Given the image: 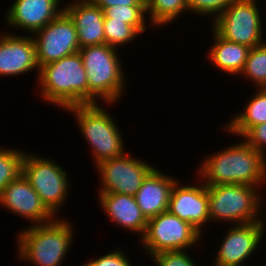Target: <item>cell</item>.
I'll return each mask as SVG.
<instances>
[{"instance_id": "cell-19", "label": "cell", "mask_w": 266, "mask_h": 266, "mask_svg": "<svg viewBox=\"0 0 266 266\" xmlns=\"http://www.w3.org/2000/svg\"><path fill=\"white\" fill-rule=\"evenodd\" d=\"M177 179L154 168L143 180L134 196L142 214L148 220L168 211L170 195Z\"/></svg>"}, {"instance_id": "cell-11", "label": "cell", "mask_w": 266, "mask_h": 266, "mask_svg": "<svg viewBox=\"0 0 266 266\" xmlns=\"http://www.w3.org/2000/svg\"><path fill=\"white\" fill-rule=\"evenodd\" d=\"M31 36L36 46L39 68L80 49L74 22L64 10Z\"/></svg>"}, {"instance_id": "cell-21", "label": "cell", "mask_w": 266, "mask_h": 266, "mask_svg": "<svg viewBox=\"0 0 266 266\" xmlns=\"http://www.w3.org/2000/svg\"><path fill=\"white\" fill-rule=\"evenodd\" d=\"M243 108L241 113L231 116L226 126H222L229 135L239 136V139L252 127L266 123V88L257 89Z\"/></svg>"}, {"instance_id": "cell-2", "label": "cell", "mask_w": 266, "mask_h": 266, "mask_svg": "<svg viewBox=\"0 0 266 266\" xmlns=\"http://www.w3.org/2000/svg\"><path fill=\"white\" fill-rule=\"evenodd\" d=\"M37 86L47 103L64 110L88 104V81L79 51L39 69Z\"/></svg>"}, {"instance_id": "cell-14", "label": "cell", "mask_w": 266, "mask_h": 266, "mask_svg": "<svg viewBox=\"0 0 266 266\" xmlns=\"http://www.w3.org/2000/svg\"><path fill=\"white\" fill-rule=\"evenodd\" d=\"M0 205L8 212L27 219L32 226L50 222L55 218L23 174L4 188L0 195Z\"/></svg>"}, {"instance_id": "cell-5", "label": "cell", "mask_w": 266, "mask_h": 266, "mask_svg": "<svg viewBox=\"0 0 266 266\" xmlns=\"http://www.w3.org/2000/svg\"><path fill=\"white\" fill-rule=\"evenodd\" d=\"M102 105L85 104L65 109L76 118L77 127L90 146L95 166L101 161L119 157L126 152L118 124Z\"/></svg>"}, {"instance_id": "cell-4", "label": "cell", "mask_w": 266, "mask_h": 266, "mask_svg": "<svg viewBox=\"0 0 266 266\" xmlns=\"http://www.w3.org/2000/svg\"><path fill=\"white\" fill-rule=\"evenodd\" d=\"M118 51L107 44L79 49L88 81V104L101 100L108 107L123 97L127 83Z\"/></svg>"}, {"instance_id": "cell-27", "label": "cell", "mask_w": 266, "mask_h": 266, "mask_svg": "<svg viewBox=\"0 0 266 266\" xmlns=\"http://www.w3.org/2000/svg\"><path fill=\"white\" fill-rule=\"evenodd\" d=\"M235 0H188L189 12L199 16H211L213 22ZM215 15V16H214Z\"/></svg>"}, {"instance_id": "cell-16", "label": "cell", "mask_w": 266, "mask_h": 266, "mask_svg": "<svg viewBox=\"0 0 266 266\" xmlns=\"http://www.w3.org/2000/svg\"><path fill=\"white\" fill-rule=\"evenodd\" d=\"M61 2L62 0H15L5 12L3 21L10 25L9 27L32 35L64 10V7L60 6Z\"/></svg>"}, {"instance_id": "cell-12", "label": "cell", "mask_w": 266, "mask_h": 266, "mask_svg": "<svg viewBox=\"0 0 266 266\" xmlns=\"http://www.w3.org/2000/svg\"><path fill=\"white\" fill-rule=\"evenodd\" d=\"M266 220L233 225L220 242L212 265L245 266L249 258L258 251L265 236Z\"/></svg>"}, {"instance_id": "cell-28", "label": "cell", "mask_w": 266, "mask_h": 266, "mask_svg": "<svg viewBox=\"0 0 266 266\" xmlns=\"http://www.w3.org/2000/svg\"><path fill=\"white\" fill-rule=\"evenodd\" d=\"M150 258L156 266H198L187 250L160 252Z\"/></svg>"}, {"instance_id": "cell-30", "label": "cell", "mask_w": 266, "mask_h": 266, "mask_svg": "<svg viewBox=\"0 0 266 266\" xmlns=\"http://www.w3.org/2000/svg\"><path fill=\"white\" fill-rule=\"evenodd\" d=\"M242 139L266 158V123L252 127Z\"/></svg>"}, {"instance_id": "cell-22", "label": "cell", "mask_w": 266, "mask_h": 266, "mask_svg": "<svg viewBox=\"0 0 266 266\" xmlns=\"http://www.w3.org/2000/svg\"><path fill=\"white\" fill-rule=\"evenodd\" d=\"M186 12H189L188 0H146V15L151 27L172 24Z\"/></svg>"}, {"instance_id": "cell-23", "label": "cell", "mask_w": 266, "mask_h": 266, "mask_svg": "<svg viewBox=\"0 0 266 266\" xmlns=\"http://www.w3.org/2000/svg\"><path fill=\"white\" fill-rule=\"evenodd\" d=\"M240 75L252 81L256 89L266 88V41L250 48Z\"/></svg>"}, {"instance_id": "cell-24", "label": "cell", "mask_w": 266, "mask_h": 266, "mask_svg": "<svg viewBox=\"0 0 266 266\" xmlns=\"http://www.w3.org/2000/svg\"><path fill=\"white\" fill-rule=\"evenodd\" d=\"M25 152L14 148L0 147V195L4 188L22 174Z\"/></svg>"}, {"instance_id": "cell-3", "label": "cell", "mask_w": 266, "mask_h": 266, "mask_svg": "<svg viewBox=\"0 0 266 266\" xmlns=\"http://www.w3.org/2000/svg\"><path fill=\"white\" fill-rule=\"evenodd\" d=\"M55 217L52 221L31 225L16 236L19 260L33 266H60L73 242L74 228L66 218Z\"/></svg>"}, {"instance_id": "cell-26", "label": "cell", "mask_w": 266, "mask_h": 266, "mask_svg": "<svg viewBox=\"0 0 266 266\" xmlns=\"http://www.w3.org/2000/svg\"><path fill=\"white\" fill-rule=\"evenodd\" d=\"M105 44L119 48L134 42L140 33L131 25L113 18H104ZM122 45V46H121Z\"/></svg>"}, {"instance_id": "cell-29", "label": "cell", "mask_w": 266, "mask_h": 266, "mask_svg": "<svg viewBox=\"0 0 266 266\" xmlns=\"http://www.w3.org/2000/svg\"><path fill=\"white\" fill-rule=\"evenodd\" d=\"M123 249H114L101 257L89 260L83 266H133Z\"/></svg>"}, {"instance_id": "cell-13", "label": "cell", "mask_w": 266, "mask_h": 266, "mask_svg": "<svg viewBox=\"0 0 266 266\" xmlns=\"http://www.w3.org/2000/svg\"><path fill=\"white\" fill-rule=\"evenodd\" d=\"M180 182L177 180L173 185L168 211L190 223L203 236V226L210 225L207 187L203 182L198 185Z\"/></svg>"}, {"instance_id": "cell-18", "label": "cell", "mask_w": 266, "mask_h": 266, "mask_svg": "<svg viewBox=\"0 0 266 266\" xmlns=\"http://www.w3.org/2000/svg\"><path fill=\"white\" fill-rule=\"evenodd\" d=\"M99 205L110 222L143 236L148 220L142 214L134 196L119 193H98Z\"/></svg>"}, {"instance_id": "cell-15", "label": "cell", "mask_w": 266, "mask_h": 266, "mask_svg": "<svg viewBox=\"0 0 266 266\" xmlns=\"http://www.w3.org/2000/svg\"><path fill=\"white\" fill-rule=\"evenodd\" d=\"M5 33L0 34V77L19 76L35 70L39 77L40 68L32 36L16 35L13 31Z\"/></svg>"}, {"instance_id": "cell-31", "label": "cell", "mask_w": 266, "mask_h": 266, "mask_svg": "<svg viewBox=\"0 0 266 266\" xmlns=\"http://www.w3.org/2000/svg\"><path fill=\"white\" fill-rule=\"evenodd\" d=\"M93 4L100 6L103 10L115 5L124 6H146V0H90Z\"/></svg>"}, {"instance_id": "cell-25", "label": "cell", "mask_w": 266, "mask_h": 266, "mask_svg": "<svg viewBox=\"0 0 266 266\" xmlns=\"http://www.w3.org/2000/svg\"><path fill=\"white\" fill-rule=\"evenodd\" d=\"M104 18H113L133 26L140 34L147 30L146 6L115 5L103 10Z\"/></svg>"}, {"instance_id": "cell-1", "label": "cell", "mask_w": 266, "mask_h": 266, "mask_svg": "<svg viewBox=\"0 0 266 266\" xmlns=\"http://www.w3.org/2000/svg\"><path fill=\"white\" fill-rule=\"evenodd\" d=\"M214 154L206 156L197 169L205 185H266V158L244 139Z\"/></svg>"}, {"instance_id": "cell-6", "label": "cell", "mask_w": 266, "mask_h": 266, "mask_svg": "<svg viewBox=\"0 0 266 266\" xmlns=\"http://www.w3.org/2000/svg\"><path fill=\"white\" fill-rule=\"evenodd\" d=\"M210 222H230L234 225L262 221L264 200L261 187L244 184L206 185ZM216 220V221H215Z\"/></svg>"}, {"instance_id": "cell-17", "label": "cell", "mask_w": 266, "mask_h": 266, "mask_svg": "<svg viewBox=\"0 0 266 266\" xmlns=\"http://www.w3.org/2000/svg\"><path fill=\"white\" fill-rule=\"evenodd\" d=\"M65 4L64 11L74 22L80 48L105 44L103 9L90 0H71Z\"/></svg>"}, {"instance_id": "cell-20", "label": "cell", "mask_w": 266, "mask_h": 266, "mask_svg": "<svg viewBox=\"0 0 266 266\" xmlns=\"http://www.w3.org/2000/svg\"><path fill=\"white\" fill-rule=\"evenodd\" d=\"M211 31L214 44L209 47L207 60L209 59L211 65L213 64L216 69L228 73L229 76L240 75L250 48L220 37L212 28Z\"/></svg>"}, {"instance_id": "cell-10", "label": "cell", "mask_w": 266, "mask_h": 266, "mask_svg": "<svg viewBox=\"0 0 266 266\" xmlns=\"http://www.w3.org/2000/svg\"><path fill=\"white\" fill-rule=\"evenodd\" d=\"M127 152L119 157L101 161L95 167L100 187L98 193H119L135 196L143 180L155 168Z\"/></svg>"}, {"instance_id": "cell-7", "label": "cell", "mask_w": 266, "mask_h": 266, "mask_svg": "<svg viewBox=\"0 0 266 266\" xmlns=\"http://www.w3.org/2000/svg\"><path fill=\"white\" fill-rule=\"evenodd\" d=\"M66 172L52 158L41 157L30 152L27 154L25 151L22 174L55 217H58L59 210L62 206L64 207L67 195L70 193V178Z\"/></svg>"}, {"instance_id": "cell-8", "label": "cell", "mask_w": 266, "mask_h": 266, "mask_svg": "<svg viewBox=\"0 0 266 266\" xmlns=\"http://www.w3.org/2000/svg\"><path fill=\"white\" fill-rule=\"evenodd\" d=\"M201 239L202 235L190 223L166 211L148 219L139 245L150 258L165 251L192 250Z\"/></svg>"}, {"instance_id": "cell-9", "label": "cell", "mask_w": 266, "mask_h": 266, "mask_svg": "<svg viewBox=\"0 0 266 266\" xmlns=\"http://www.w3.org/2000/svg\"><path fill=\"white\" fill-rule=\"evenodd\" d=\"M258 0H235L211 24L222 38L249 48L265 42Z\"/></svg>"}]
</instances>
